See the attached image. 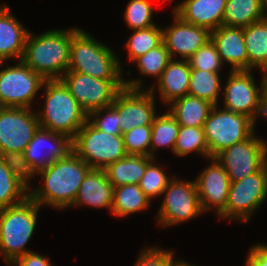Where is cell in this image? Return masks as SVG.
I'll return each mask as SVG.
<instances>
[{
  "label": "cell",
  "instance_id": "29",
  "mask_svg": "<svg viewBox=\"0 0 267 266\" xmlns=\"http://www.w3.org/2000/svg\"><path fill=\"white\" fill-rule=\"evenodd\" d=\"M220 72L191 69L188 95L219 105V93L222 92Z\"/></svg>",
  "mask_w": 267,
  "mask_h": 266
},
{
  "label": "cell",
  "instance_id": "1",
  "mask_svg": "<svg viewBox=\"0 0 267 266\" xmlns=\"http://www.w3.org/2000/svg\"><path fill=\"white\" fill-rule=\"evenodd\" d=\"M92 168L73 150L63 159L38 171L42 185L32 187L29 196L40 206L55 209L70 207L79 192L81 183Z\"/></svg>",
  "mask_w": 267,
  "mask_h": 266
},
{
  "label": "cell",
  "instance_id": "11",
  "mask_svg": "<svg viewBox=\"0 0 267 266\" xmlns=\"http://www.w3.org/2000/svg\"><path fill=\"white\" fill-rule=\"evenodd\" d=\"M0 62V102L4 107L32 108L45 79L22 60L3 68Z\"/></svg>",
  "mask_w": 267,
  "mask_h": 266
},
{
  "label": "cell",
  "instance_id": "47",
  "mask_svg": "<svg viewBox=\"0 0 267 266\" xmlns=\"http://www.w3.org/2000/svg\"><path fill=\"white\" fill-rule=\"evenodd\" d=\"M3 108H4V106L1 104V102H0V113H1V111L3 110Z\"/></svg>",
  "mask_w": 267,
  "mask_h": 266
},
{
  "label": "cell",
  "instance_id": "33",
  "mask_svg": "<svg viewBox=\"0 0 267 266\" xmlns=\"http://www.w3.org/2000/svg\"><path fill=\"white\" fill-rule=\"evenodd\" d=\"M29 197V190L21 184L0 157V209L18 204Z\"/></svg>",
  "mask_w": 267,
  "mask_h": 266
},
{
  "label": "cell",
  "instance_id": "2",
  "mask_svg": "<svg viewBox=\"0 0 267 266\" xmlns=\"http://www.w3.org/2000/svg\"><path fill=\"white\" fill-rule=\"evenodd\" d=\"M73 27L34 35L29 31L22 61L45 80L60 79L70 62Z\"/></svg>",
  "mask_w": 267,
  "mask_h": 266
},
{
  "label": "cell",
  "instance_id": "3",
  "mask_svg": "<svg viewBox=\"0 0 267 266\" xmlns=\"http://www.w3.org/2000/svg\"><path fill=\"white\" fill-rule=\"evenodd\" d=\"M43 89L44 107L41 112L36 110L40 128L73 140L87 121L88 114L60 79L45 80Z\"/></svg>",
  "mask_w": 267,
  "mask_h": 266
},
{
  "label": "cell",
  "instance_id": "13",
  "mask_svg": "<svg viewBox=\"0 0 267 266\" xmlns=\"http://www.w3.org/2000/svg\"><path fill=\"white\" fill-rule=\"evenodd\" d=\"M255 134L224 149L215 157L231 182L255 174L267 163V141Z\"/></svg>",
  "mask_w": 267,
  "mask_h": 266
},
{
  "label": "cell",
  "instance_id": "44",
  "mask_svg": "<svg viewBox=\"0 0 267 266\" xmlns=\"http://www.w3.org/2000/svg\"><path fill=\"white\" fill-rule=\"evenodd\" d=\"M262 79H261V89H260V109L259 113L257 116L258 117H263L262 119L267 120V73L262 74Z\"/></svg>",
  "mask_w": 267,
  "mask_h": 266
},
{
  "label": "cell",
  "instance_id": "22",
  "mask_svg": "<svg viewBox=\"0 0 267 266\" xmlns=\"http://www.w3.org/2000/svg\"><path fill=\"white\" fill-rule=\"evenodd\" d=\"M6 4L0 5V62L22 60L29 29L23 27Z\"/></svg>",
  "mask_w": 267,
  "mask_h": 266
},
{
  "label": "cell",
  "instance_id": "8",
  "mask_svg": "<svg viewBox=\"0 0 267 266\" xmlns=\"http://www.w3.org/2000/svg\"><path fill=\"white\" fill-rule=\"evenodd\" d=\"M123 81L124 88L116 95L111 104L119 113L122 134L132 128L152 125L157 116L156 94L143 86V80L123 78Z\"/></svg>",
  "mask_w": 267,
  "mask_h": 266
},
{
  "label": "cell",
  "instance_id": "45",
  "mask_svg": "<svg viewBox=\"0 0 267 266\" xmlns=\"http://www.w3.org/2000/svg\"><path fill=\"white\" fill-rule=\"evenodd\" d=\"M172 266H196V265H192L184 260H177Z\"/></svg>",
  "mask_w": 267,
  "mask_h": 266
},
{
  "label": "cell",
  "instance_id": "35",
  "mask_svg": "<svg viewBox=\"0 0 267 266\" xmlns=\"http://www.w3.org/2000/svg\"><path fill=\"white\" fill-rule=\"evenodd\" d=\"M154 158L146 167L143 177L139 182V188L150 199L162 196L163 191L168 186V183L173 179V176H167L164 169L156 163Z\"/></svg>",
  "mask_w": 267,
  "mask_h": 266
},
{
  "label": "cell",
  "instance_id": "19",
  "mask_svg": "<svg viewBox=\"0 0 267 266\" xmlns=\"http://www.w3.org/2000/svg\"><path fill=\"white\" fill-rule=\"evenodd\" d=\"M210 39L216 46L222 63L230 65V71H248L244 28L222 25L211 31Z\"/></svg>",
  "mask_w": 267,
  "mask_h": 266
},
{
  "label": "cell",
  "instance_id": "31",
  "mask_svg": "<svg viewBox=\"0 0 267 266\" xmlns=\"http://www.w3.org/2000/svg\"><path fill=\"white\" fill-rule=\"evenodd\" d=\"M192 152L200 153L199 155L209 159V149L204 128L180 126L175 142L174 154L178 157H184Z\"/></svg>",
  "mask_w": 267,
  "mask_h": 266
},
{
  "label": "cell",
  "instance_id": "4",
  "mask_svg": "<svg viewBox=\"0 0 267 266\" xmlns=\"http://www.w3.org/2000/svg\"><path fill=\"white\" fill-rule=\"evenodd\" d=\"M117 54L85 30L73 27L68 71L80 72L103 80H123Z\"/></svg>",
  "mask_w": 267,
  "mask_h": 266
},
{
  "label": "cell",
  "instance_id": "24",
  "mask_svg": "<svg viewBox=\"0 0 267 266\" xmlns=\"http://www.w3.org/2000/svg\"><path fill=\"white\" fill-rule=\"evenodd\" d=\"M154 158L143 155H126L124 158L107 165L103 170L113 187L135 184L138 185L147 165Z\"/></svg>",
  "mask_w": 267,
  "mask_h": 266
},
{
  "label": "cell",
  "instance_id": "34",
  "mask_svg": "<svg viewBox=\"0 0 267 266\" xmlns=\"http://www.w3.org/2000/svg\"><path fill=\"white\" fill-rule=\"evenodd\" d=\"M171 60L170 53L164 42H162L159 46L150 49L144 55L136 58L132 63L137 64L139 74L146 77H153L158 81Z\"/></svg>",
  "mask_w": 267,
  "mask_h": 266
},
{
  "label": "cell",
  "instance_id": "38",
  "mask_svg": "<svg viewBox=\"0 0 267 266\" xmlns=\"http://www.w3.org/2000/svg\"><path fill=\"white\" fill-rule=\"evenodd\" d=\"M122 136L127 155L150 156L151 125L132 128Z\"/></svg>",
  "mask_w": 267,
  "mask_h": 266
},
{
  "label": "cell",
  "instance_id": "27",
  "mask_svg": "<svg viewBox=\"0 0 267 266\" xmlns=\"http://www.w3.org/2000/svg\"><path fill=\"white\" fill-rule=\"evenodd\" d=\"M152 201L143 193L139 185L125 184L114 187L111 213L117 217L144 211Z\"/></svg>",
  "mask_w": 267,
  "mask_h": 266
},
{
  "label": "cell",
  "instance_id": "39",
  "mask_svg": "<svg viewBox=\"0 0 267 266\" xmlns=\"http://www.w3.org/2000/svg\"><path fill=\"white\" fill-rule=\"evenodd\" d=\"M191 69L203 71L220 72L224 67L216 46L210 39L199 50H197L188 60Z\"/></svg>",
  "mask_w": 267,
  "mask_h": 266
},
{
  "label": "cell",
  "instance_id": "18",
  "mask_svg": "<svg viewBox=\"0 0 267 266\" xmlns=\"http://www.w3.org/2000/svg\"><path fill=\"white\" fill-rule=\"evenodd\" d=\"M72 151V139L66 135L39 128L25 148V158L40 171Z\"/></svg>",
  "mask_w": 267,
  "mask_h": 266
},
{
  "label": "cell",
  "instance_id": "10",
  "mask_svg": "<svg viewBox=\"0 0 267 266\" xmlns=\"http://www.w3.org/2000/svg\"><path fill=\"white\" fill-rule=\"evenodd\" d=\"M175 177L162 193L163 202L156 215L160 227L176 226L204 214L200 207L195 181L180 180Z\"/></svg>",
  "mask_w": 267,
  "mask_h": 266
},
{
  "label": "cell",
  "instance_id": "32",
  "mask_svg": "<svg viewBox=\"0 0 267 266\" xmlns=\"http://www.w3.org/2000/svg\"><path fill=\"white\" fill-rule=\"evenodd\" d=\"M162 42L163 29L158 24L146 29L133 30L132 35L129 36L125 43L129 61L133 62L136 58L159 46Z\"/></svg>",
  "mask_w": 267,
  "mask_h": 266
},
{
  "label": "cell",
  "instance_id": "37",
  "mask_svg": "<svg viewBox=\"0 0 267 266\" xmlns=\"http://www.w3.org/2000/svg\"><path fill=\"white\" fill-rule=\"evenodd\" d=\"M0 157L15 178L30 190L33 185L29 183V180H31L32 177L38 176V171L30 162H27L25 153L23 151L5 152L0 154Z\"/></svg>",
  "mask_w": 267,
  "mask_h": 266
},
{
  "label": "cell",
  "instance_id": "43",
  "mask_svg": "<svg viewBox=\"0 0 267 266\" xmlns=\"http://www.w3.org/2000/svg\"><path fill=\"white\" fill-rule=\"evenodd\" d=\"M245 266H267V244L252 245Z\"/></svg>",
  "mask_w": 267,
  "mask_h": 266
},
{
  "label": "cell",
  "instance_id": "5",
  "mask_svg": "<svg viewBox=\"0 0 267 266\" xmlns=\"http://www.w3.org/2000/svg\"><path fill=\"white\" fill-rule=\"evenodd\" d=\"M41 207L29 196L18 204L0 209V254L7 266L32 251L25 246L35 231Z\"/></svg>",
  "mask_w": 267,
  "mask_h": 266
},
{
  "label": "cell",
  "instance_id": "23",
  "mask_svg": "<svg viewBox=\"0 0 267 266\" xmlns=\"http://www.w3.org/2000/svg\"><path fill=\"white\" fill-rule=\"evenodd\" d=\"M113 185L108 181L103 169H91L84 177L74 203L70 206H91L97 209L108 208L111 212Z\"/></svg>",
  "mask_w": 267,
  "mask_h": 266
},
{
  "label": "cell",
  "instance_id": "9",
  "mask_svg": "<svg viewBox=\"0 0 267 266\" xmlns=\"http://www.w3.org/2000/svg\"><path fill=\"white\" fill-rule=\"evenodd\" d=\"M267 199V163L255 174L231 182L226 208L217 216L248 222Z\"/></svg>",
  "mask_w": 267,
  "mask_h": 266
},
{
  "label": "cell",
  "instance_id": "6",
  "mask_svg": "<svg viewBox=\"0 0 267 266\" xmlns=\"http://www.w3.org/2000/svg\"><path fill=\"white\" fill-rule=\"evenodd\" d=\"M255 126L246 115L213 106L203 126L209 158H215L224 149L251 137Z\"/></svg>",
  "mask_w": 267,
  "mask_h": 266
},
{
  "label": "cell",
  "instance_id": "7",
  "mask_svg": "<svg viewBox=\"0 0 267 266\" xmlns=\"http://www.w3.org/2000/svg\"><path fill=\"white\" fill-rule=\"evenodd\" d=\"M72 150L92 169H104L127 155L122 135L100 131L88 120L72 140Z\"/></svg>",
  "mask_w": 267,
  "mask_h": 266
},
{
  "label": "cell",
  "instance_id": "21",
  "mask_svg": "<svg viewBox=\"0 0 267 266\" xmlns=\"http://www.w3.org/2000/svg\"><path fill=\"white\" fill-rule=\"evenodd\" d=\"M191 68L187 60L172 59L164 69L160 79L147 90L159 91V99L168 106L175 99L189 93ZM157 87V90H156Z\"/></svg>",
  "mask_w": 267,
  "mask_h": 266
},
{
  "label": "cell",
  "instance_id": "15",
  "mask_svg": "<svg viewBox=\"0 0 267 266\" xmlns=\"http://www.w3.org/2000/svg\"><path fill=\"white\" fill-rule=\"evenodd\" d=\"M253 71H229L222 88V108L251 118L256 125L260 109V89L255 83Z\"/></svg>",
  "mask_w": 267,
  "mask_h": 266
},
{
  "label": "cell",
  "instance_id": "16",
  "mask_svg": "<svg viewBox=\"0 0 267 266\" xmlns=\"http://www.w3.org/2000/svg\"><path fill=\"white\" fill-rule=\"evenodd\" d=\"M208 160L211 164L201 170L195 183L202 212L215 209L218 216L226 208L231 180L216 158Z\"/></svg>",
  "mask_w": 267,
  "mask_h": 266
},
{
  "label": "cell",
  "instance_id": "36",
  "mask_svg": "<svg viewBox=\"0 0 267 266\" xmlns=\"http://www.w3.org/2000/svg\"><path fill=\"white\" fill-rule=\"evenodd\" d=\"M152 6L153 3L149 0H130L123 15L128 28L139 30L156 25L152 18Z\"/></svg>",
  "mask_w": 267,
  "mask_h": 266
},
{
  "label": "cell",
  "instance_id": "20",
  "mask_svg": "<svg viewBox=\"0 0 267 266\" xmlns=\"http://www.w3.org/2000/svg\"><path fill=\"white\" fill-rule=\"evenodd\" d=\"M227 0H183L173 12L183 21L204 27L210 32L223 25Z\"/></svg>",
  "mask_w": 267,
  "mask_h": 266
},
{
  "label": "cell",
  "instance_id": "14",
  "mask_svg": "<svg viewBox=\"0 0 267 266\" xmlns=\"http://www.w3.org/2000/svg\"><path fill=\"white\" fill-rule=\"evenodd\" d=\"M39 128L33 108L4 107L0 113V154L24 152Z\"/></svg>",
  "mask_w": 267,
  "mask_h": 266
},
{
  "label": "cell",
  "instance_id": "30",
  "mask_svg": "<svg viewBox=\"0 0 267 266\" xmlns=\"http://www.w3.org/2000/svg\"><path fill=\"white\" fill-rule=\"evenodd\" d=\"M180 125L176 119L167 111L157 115L151 125L152 136L150 144V157L155 158L159 148L170 147L174 154L175 142L178 136Z\"/></svg>",
  "mask_w": 267,
  "mask_h": 266
},
{
  "label": "cell",
  "instance_id": "12",
  "mask_svg": "<svg viewBox=\"0 0 267 266\" xmlns=\"http://www.w3.org/2000/svg\"><path fill=\"white\" fill-rule=\"evenodd\" d=\"M60 80L87 114L111 105L124 88L123 80H103L75 71H67Z\"/></svg>",
  "mask_w": 267,
  "mask_h": 266
},
{
  "label": "cell",
  "instance_id": "25",
  "mask_svg": "<svg viewBox=\"0 0 267 266\" xmlns=\"http://www.w3.org/2000/svg\"><path fill=\"white\" fill-rule=\"evenodd\" d=\"M213 104L191 95L175 99L169 104V112L180 126L203 127Z\"/></svg>",
  "mask_w": 267,
  "mask_h": 266
},
{
  "label": "cell",
  "instance_id": "41",
  "mask_svg": "<svg viewBox=\"0 0 267 266\" xmlns=\"http://www.w3.org/2000/svg\"><path fill=\"white\" fill-rule=\"evenodd\" d=\"M174 255L172 250L147 246L140 252L134 266H172L177 261Z\"/></svg>",
  "mask_w": 267,
  "mask_h": 266
},
{
  "label": "cell",
  "instance_id": "46",
  "mask_svg": "<svg viewBox=\"0 0 267 266\" xmlns=\"http://www.w3.org/2000/svg\"><path fill=\"white\" fill-rule=\"evenodd\" d=\"M262 6L265 18H267V0H262Z\"/></svg>",
  "mask_w": 267,
  "mask_h": 266
},
{
  "label": "cell",
  "instance_id": "26",
  "mask_svg": "<svg viewBox=\"0 0 267 266\" xmlns=\"http://www.w3.org/2000/svg\"><path fill=\"white\" fill-rule=\"evenodd\" d=\"M244 42L248 71L259 68L262 73H267V18L244 27Z\"/></svg>",
  "mask_w": 267,
  "mask_h": 266
},
{
  "label": "cell",
  "instance_id": "28",
  "mask_svg": "<svg viewBox=\"0 0 267 266\" xmlns=\"http://www.w3.org/2000/svg\"><path fill=\"white\" fill-rule=\"evenodd\" d=\"M263 18L262 0H227L223 25L244 28Z\"/></svg>",
  "mask_w": 267,
  "mask_h": 266
},
{
  "label": "cell",
  "instance_id": "42",
  "mask_svg": "<svg viewBox=\"0 0 267 266\" xmlns=\"http://www.w3.org/2000/svg\"><path fill=\"white\" fill-rule=\"evenodd\" d=\"M9 266H53L49 257L42 256L40 253L30 251L18 257Z\"/></svg>",
  "mask_w": 267,
  "mask_h": 266
},
{
  "label": "cell",
  "instance_id": "40",
  "mask_svg": "<svg viewBox=\"0 0 267 266\" xmlns=\"http://www.w3.org/2000/svg\"><path fill=\"white\" fill-rule=\"evenodd\" d=\"M87 120L100 131L122 135L119 113L112 105L89 112Z\"/></svg>",
  "mask_w": 267,
  "mask_h": 266
},
{
  "label": "cell",
  "instance_id": "17",
  "mask_svg": "<svg viewBox=\"0 0 267 266\" xmlns=\"http://www.w3.org/2000/svg\"><path fill=\"white\" fill-rule=\"evenodd\" d=\"M173 24L163 29V42L172 59L188 60L210 40L211 32L200 26L183 21L174 12ZM175 57V58H174Z\"/></svg>",
  "mask_w": 267,
  "mask_h": 266
}]
</instances>
